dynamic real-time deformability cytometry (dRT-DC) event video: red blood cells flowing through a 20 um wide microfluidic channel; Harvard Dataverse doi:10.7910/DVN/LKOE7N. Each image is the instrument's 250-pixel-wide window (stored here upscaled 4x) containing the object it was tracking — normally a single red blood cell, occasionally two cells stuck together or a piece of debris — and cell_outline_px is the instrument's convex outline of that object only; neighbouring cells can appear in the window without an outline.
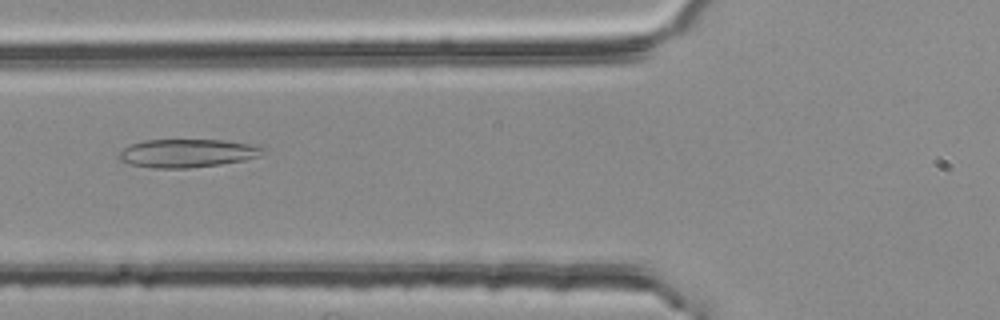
{"species": "common noctule bat (a hibernating species)", "species_latin": "Nyctalus noctula", "temperature_condition": "room temperature", "stored_images_in_passage": 5, "camera_frame_rate_fps": 3000, "um_per_image_px": 0.085, "animal": {"sex": "female", "body_mass_g": 25.1}, "frame": {"image": 1, "passage_image": 4, "time_ms": 1.0, "image_size_px": [1000, 320], "cell_outline_px": [[268, 148], [260, 156], [244, 160], [220, 164], [188, 168], [152, 168], [132, 164], [120, 160], [116, 156], [124, 148], [132, 144], [144, 140], [224, 140], [252, 144]], "centroid_in_image_um": [15.95, 13.02], "position_along_channel_um": 109.8, "area_um2": 23.76}}
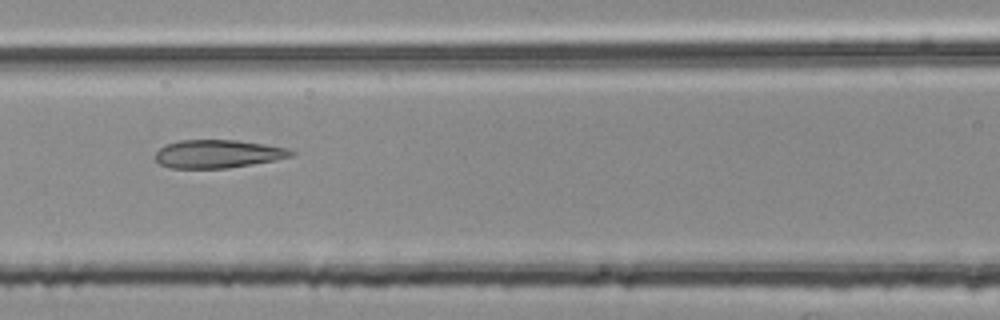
{"frame": {"image": 2, "passage_image": 5, "time_ms": 1.333, "image_size_px": [1000, 320], "cell_outline_px": [[296, 152], [292, 156], [276, 160], [228, 168], [172, 168], [160, 164], [156, 160], [156, 152], [164, 144], [180, 140], [236, 140], [264, 144], [288, 148]], "centroid_in_image_um": [18.53, 13.08], "position_along_channel_um": 148.1, "area_um2": 22.31}}